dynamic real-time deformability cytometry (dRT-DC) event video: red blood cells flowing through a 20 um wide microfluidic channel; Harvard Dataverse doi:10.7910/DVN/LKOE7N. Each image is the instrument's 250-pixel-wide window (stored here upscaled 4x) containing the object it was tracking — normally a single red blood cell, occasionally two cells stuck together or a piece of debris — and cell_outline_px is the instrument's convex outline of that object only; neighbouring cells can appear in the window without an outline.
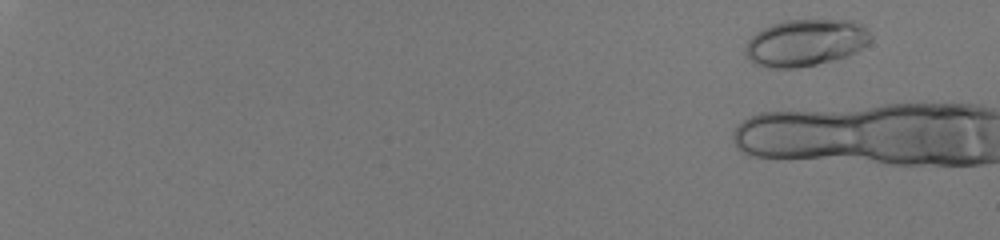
{"species": "human", "species_latin": "Homo sapiens", "temperature_condition": "room temperature", "stored_images_in_passage": 8, "camera_frame_rate_fps": 3000, "um_per_image_px": 0.085, "donor": {"sex": "male"}, "frame": {"image": 1, "passage_image": 4, "time_ms": 1.0, "image_size_px": [1000, 240], "cell_outline_px": [[872, 40], [868, 44], [848, 56], [816, 64], [796, 68], [768, 68], [756, 64], [744, 52], [744, 48], [748, 40], [756, 32], [772, 24], [784, 20], [852, 20], [868, 28], [872, 36]], "centroid_in_image_um": [68.5, 3.62], "position_along_channel_um": 16.5, "area_um2": 34.33}}